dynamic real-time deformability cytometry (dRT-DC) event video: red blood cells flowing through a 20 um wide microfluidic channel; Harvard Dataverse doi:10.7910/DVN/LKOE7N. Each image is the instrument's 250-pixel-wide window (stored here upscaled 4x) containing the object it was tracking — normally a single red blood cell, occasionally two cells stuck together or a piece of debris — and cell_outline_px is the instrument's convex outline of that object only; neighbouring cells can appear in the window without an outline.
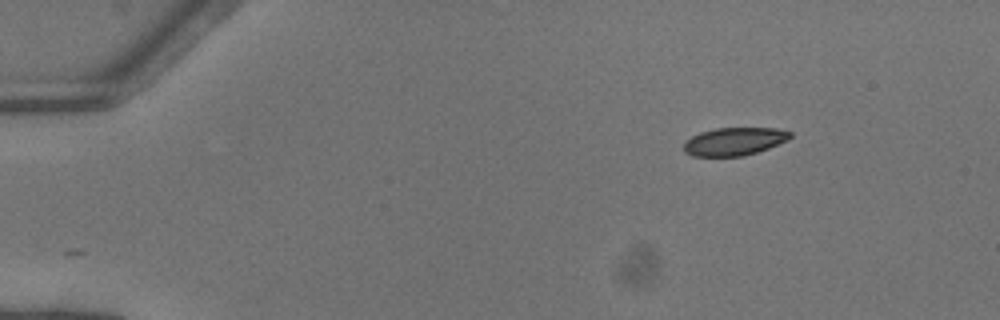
{"species": "common noctule bat (a hibernating species)", "species_latin": "Nyctalus noctula", "temperature_condition": "warm", "stored_images_in_passage": 45, "camera_frame_rate_fps": 3000, "um_per_image_px": 0.085, "animal": {"sex": "female"}, "frame": {"image": 1, "passage_image": 1, "time_ms": 0.0, "image_size_px": [1000, 320], "cell_outline_px": [[792, 136], [788, 140], [768, 148], [744, 156], [692, 156], [684, 152], [684, 144], [692, 136], [700, 132], [716, 128], [776, 128], [792, 132]], "centroid_in_image_um": [62.43, 12.02], "position_along_channel_um": 22.6, "area_um2": 17.28}}
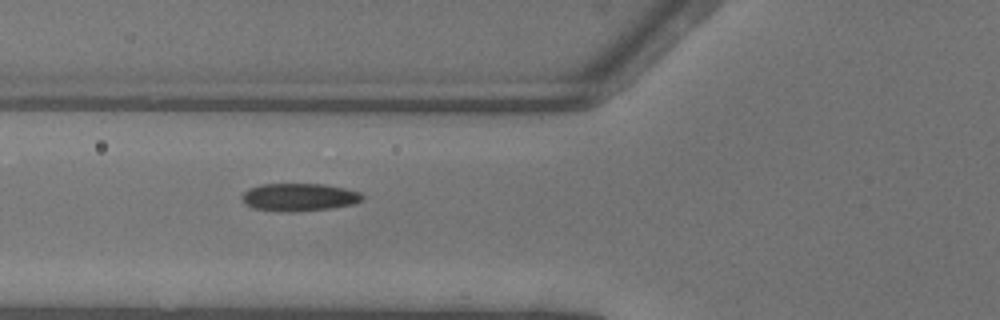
{"frame": {"image": 2, "passage_image": 14, "time_ms": 4.333, "image_size_px": [1000, 320], "cell_outline_px": [[364, 200], [356, 204], [332, 208], [288, 212], [276, 212], [252, 208], [244, 204], [240, 200], [240, 196], [248, 188], [260, 184], [324, 184], [344, 188], [360, 192], [364, 196]], "centroid_in_image_um": [25.39, 16.77], "position_along_channel_um": 100.4, "area_um2": 19.94}}
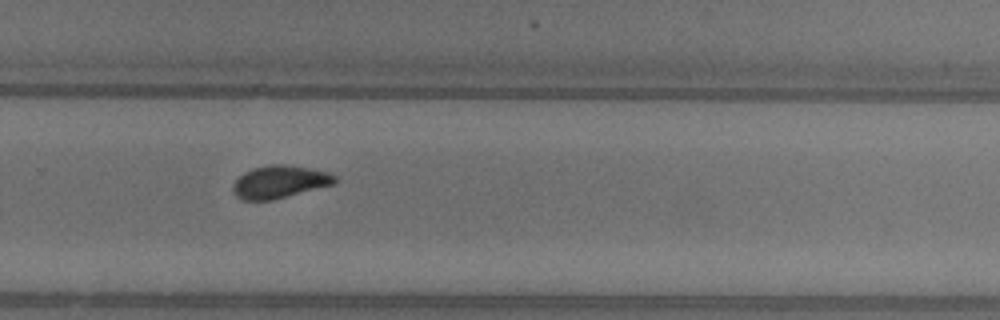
{"frame": {"image": 3, "passage_image": 29, "time_ms": 9.333, "image_size_px": [1000, 320], "cell_outline_px": [[336, 184], [272, 200], [244, 200], [236, 196], [236, 180], [244, 172], [252, 168], [268, 164], [284, 164], [312, 168], [328, 172], [336, 176]], "centroid_in_image_um": [23.84, 15.44], "position_along_channel_um": 306.0, "area_um2": 19.25}, "authors_computed_cell_mechanics": {"area_um2": 19.0162, "velocity_mm_per_s": 4.1118, "shape_relaxation_time_tau1_ms": 8.7371, "shape_relaxation_time_tau2_ms": 1.167, "deformation_change_tau1": 0.1948, "deformation_change_tau2": 0.0534}}